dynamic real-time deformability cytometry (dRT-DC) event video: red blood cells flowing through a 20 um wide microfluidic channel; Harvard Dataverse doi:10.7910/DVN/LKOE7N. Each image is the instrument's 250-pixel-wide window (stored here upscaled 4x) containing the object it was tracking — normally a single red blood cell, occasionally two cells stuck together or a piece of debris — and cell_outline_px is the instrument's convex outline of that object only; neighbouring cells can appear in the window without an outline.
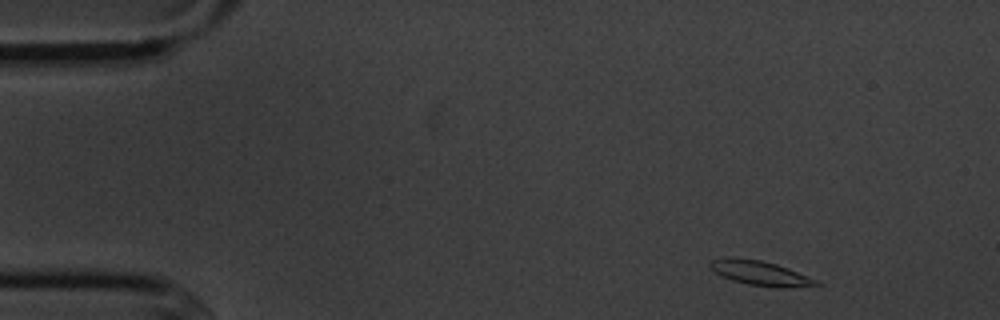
{"species": "common noctule bat (a hibernating species)", "species_latin": "Nyctalus noctula", "temperature_condition": "cold", "stored_images_in_passage": 3, "camera_frame_rate_fps": 3000, "um_per_image_px": 0.085, "animal": {"sex": "male", "body_mass_g": 20.1, "forearm_length_mm": 53.5}, "frame": {"image": 1, "passage_image": 1, "time_ms": 0.0, "image_size_px": [1000, 320], "cell_outline_px": [[820, 284], [784, 288], [776, 288], [748, 284], [732, 280], [708, 268], [708, 260], [724, 256], [732, 256], [760, 260], [776, 264], [788, 268], [816, 280]], "centroid_in_image_um": [64.5, 23.18], "position_along_channel_um": 20.5, "area_um2": 15.26}}
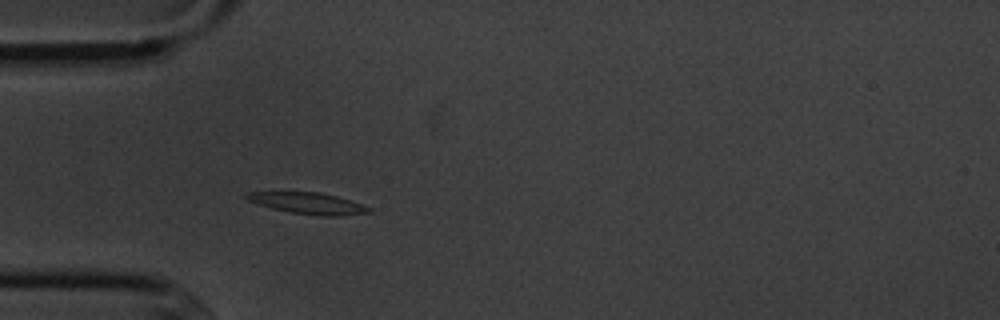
{"frame": {"image": 2, "passage_image": 3, "time_ms": 3.333, "image_size_px": [1000, 320], "cell_outline_px": [[372, 212], [340, 216], [320, 216], [292, 212], [272, 208], [256, 204], [248, 200], [244, 196], [248, 192], [320, 192], [336, 196], [372, 208]], "centroid_in_image_um": [26.18, 17.28], "position_along_channel_um": 58.8, "area_um2": 15.09}}